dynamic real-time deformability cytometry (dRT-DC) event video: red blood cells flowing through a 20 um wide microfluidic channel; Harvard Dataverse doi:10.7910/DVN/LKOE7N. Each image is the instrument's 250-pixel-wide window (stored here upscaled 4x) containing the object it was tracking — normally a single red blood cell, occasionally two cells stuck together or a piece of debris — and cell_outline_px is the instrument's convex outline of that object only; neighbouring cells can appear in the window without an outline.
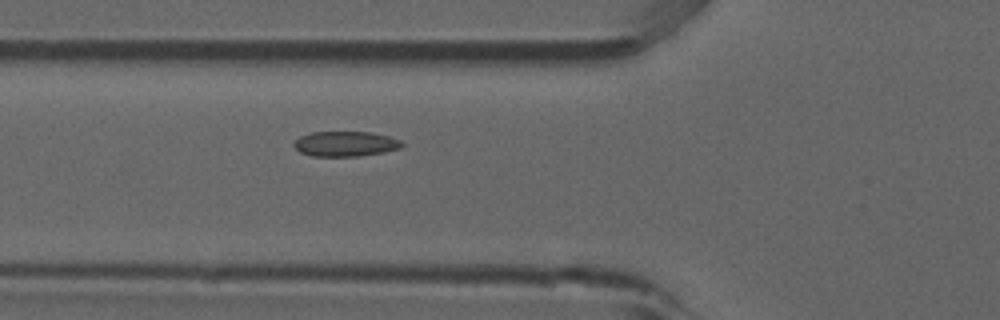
{"species": "common noctule bat (a hibernating species)", "species_latin": "Nyctalus noctula", "temperature_condition": "room temperature", "stored_images_in_passage": 34, "camera_frame_rate_fps": 3000, "um_per_image_px": 0.085, "animal": {"sex": "male", "forearm_length_mm": 52.5}, "frame": {"image": 1, "passage_image": 4, "time_ms": 1.0, "image_size_px": [1000, 320], "cell_outline_px": [[404, 144], [400, 148], [360, 156], [312, 156], [300, 152], [292, 144], [300, 136], [312, 132], [372, 132], [388, 136], [400, 140]], "centroid_in_image_um": [29.34, 12.22], "position_along_channel_um": 96.5, "area_um2": 15.66}}
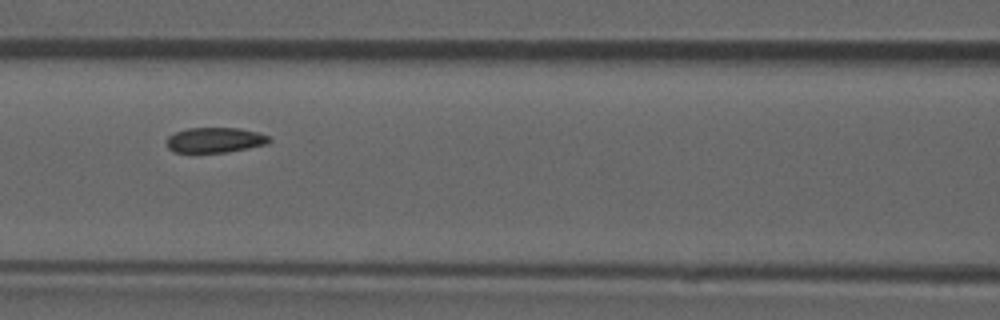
{"frame": {"image": 2, "passage_image": 8, "time_ms": 2.333, "image_size_px": [1000, 320], "cell_outline_px": [[272, 140], [268, 144], [248, 148], [224, 152], [172, 152], [168, 148], [168, 136], [176, 132], [188, 128], [240, 128], [256, 132], [268, 136]], "centroid_in_image_um": [18.29, 11.9], "position_along_channel_um": 148.3, "area_um2": 14.91}, "authors_computed_cell_mechanics": {"area_um2": 15.4615, "velocity_mm_per_s": 3.8755, "shape_relaxation_time_tau1_ms": null, "shape_relaxation_time_tau2_ms": 2.965, "deformation_change_tau1": null, "deformation_change_tau2": 0.0729}}